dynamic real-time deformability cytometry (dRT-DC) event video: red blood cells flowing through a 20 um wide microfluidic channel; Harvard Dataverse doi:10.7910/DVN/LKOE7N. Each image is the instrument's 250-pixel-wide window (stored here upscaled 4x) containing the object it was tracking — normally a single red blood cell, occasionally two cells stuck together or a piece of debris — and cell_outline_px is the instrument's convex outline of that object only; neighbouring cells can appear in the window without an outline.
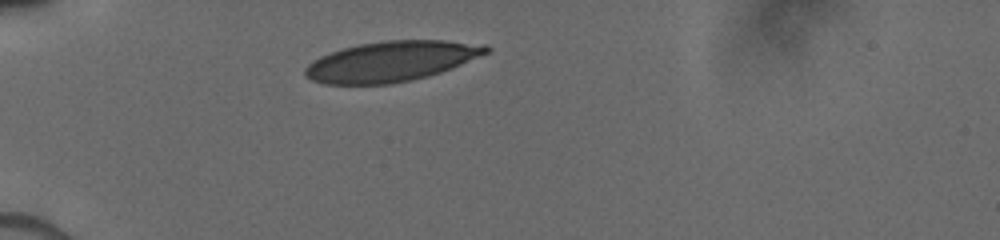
{"species": "human", "species_latin": "Homo sapiens", "temperature_condition": "cold", "stored_images_in_passage": 3, "camera_frame_rate_fps": 3000, "um_per_image_px": 0.085, "donor": {"sex": "male"}, "frame": {"image": 1, "passage_image": 1, "time_ms": 0.0, "image_size_px": [1000, 240], "cell_outline_px": [[492, 48], [488, 52], [452, 68], [440, 72], [392, 84], [324, 84], [312, 80], [304, 76], [304, 68], [312, 60], [320, 56], [344, 48], [360, 44], [380, 40], [444, 40], [484, 44]], "centroid_in_image_um": [33.23, 5.2], "position_along_channel_um": 51.8, "area_um2": 42.31}}
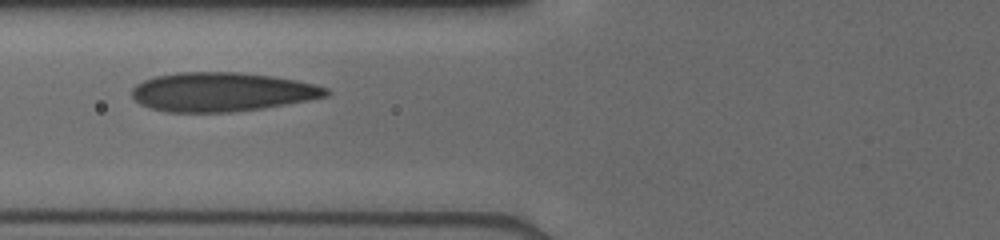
{"frame": {"image": 2, "passage_image": 3, "time_ms": 2.0, "image_size_px": [1000, 240], "cell_outline_px": [[328, 96], [264, 108], [232, 112], [168, 112], [148, 108], [140, 104], [132, 96], [132, 88], [136, 84], [144, 80], [156, 76], [176, 72], [240, 72], [272, 76], [296, 80], [328, 88]], "centroid_in_image_um": [18.82, 7.81], "position_along_channel_um": 107.0, "area_um2": 44.16}}